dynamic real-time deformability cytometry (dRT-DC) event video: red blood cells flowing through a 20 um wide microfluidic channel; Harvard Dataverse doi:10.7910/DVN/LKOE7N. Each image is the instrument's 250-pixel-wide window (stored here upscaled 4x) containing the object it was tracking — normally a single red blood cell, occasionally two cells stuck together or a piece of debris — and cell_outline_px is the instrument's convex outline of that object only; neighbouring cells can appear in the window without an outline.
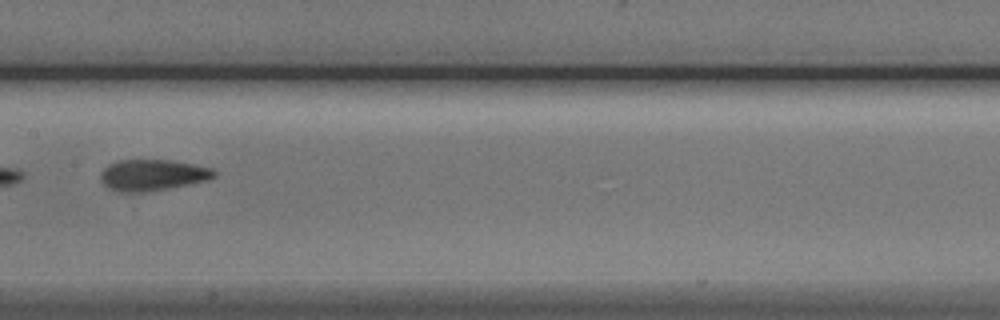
{"species": "Egyptian fruit bat (a non-hibernating species)", "species_latin": "Rousettus aegyptiacus", "temperature_condition": "cold", "stored_images_in_passage": 4, "camera_frame_rate_fps": 3000, "um_per_image_px": 0.085, "animal": {"sex": "male"}, "frame": {"image": 1, "passage_image": 4, "time_ms": 3.667, "image_size_px": [1000, 320], "cell_outline_px": [[216, 176], [208, 180], [188, 184], [144, 192], [120, 192], [108, 188], [100, 180], [100, 172], [108, 164], [120, 160], [176, 160], [212, 168], [216, 172]], "centroid_in_image_um": [12.96, 14.87], "position_along_channel_um": 194.4, "area_um2": 20.69}}